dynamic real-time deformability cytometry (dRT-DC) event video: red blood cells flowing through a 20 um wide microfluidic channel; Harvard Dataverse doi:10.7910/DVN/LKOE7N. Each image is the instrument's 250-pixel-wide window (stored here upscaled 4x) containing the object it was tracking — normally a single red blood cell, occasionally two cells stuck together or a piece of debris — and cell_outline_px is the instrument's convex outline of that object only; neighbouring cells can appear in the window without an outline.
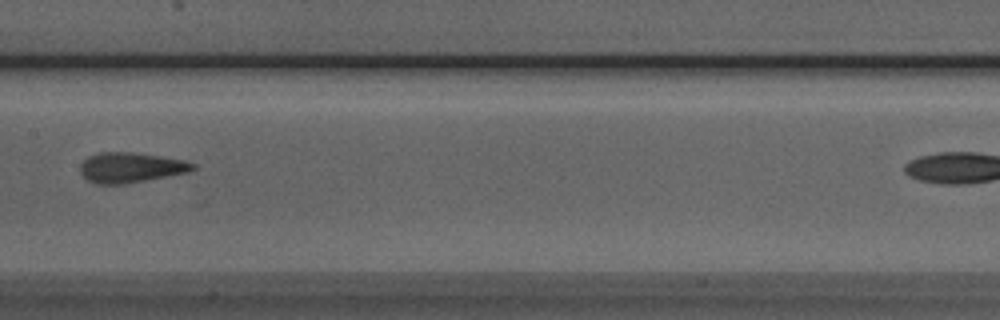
{"species": "Egyptian fruit bat (a non-hibernating species)", "species_latin": "Rousettus aegyptiacus", "temperature_condition": "room temperature", "stored_images_in_passage": 9, "camera_frame_rate_fps": 3000, "um_per_image_px": 0.085, "animal": {"sex": "male"}, "frame": {"image": 1, "passage_image": 8, "time_ms": 7.667, "image_size_px": [1000, 320], "cell_outline_px": [[196, 168], [188, 172], [124, 184], [96, 184], [88, 180], [80, 172], [80, 164], [88, 156], [100, 152], [132, 152], [160, 156], [184, 160], [196, 164]], "centroid_in_image_um": [11.1, 14.23], "position_along_channel_um": 196.3, "area_um2": 19.71}}